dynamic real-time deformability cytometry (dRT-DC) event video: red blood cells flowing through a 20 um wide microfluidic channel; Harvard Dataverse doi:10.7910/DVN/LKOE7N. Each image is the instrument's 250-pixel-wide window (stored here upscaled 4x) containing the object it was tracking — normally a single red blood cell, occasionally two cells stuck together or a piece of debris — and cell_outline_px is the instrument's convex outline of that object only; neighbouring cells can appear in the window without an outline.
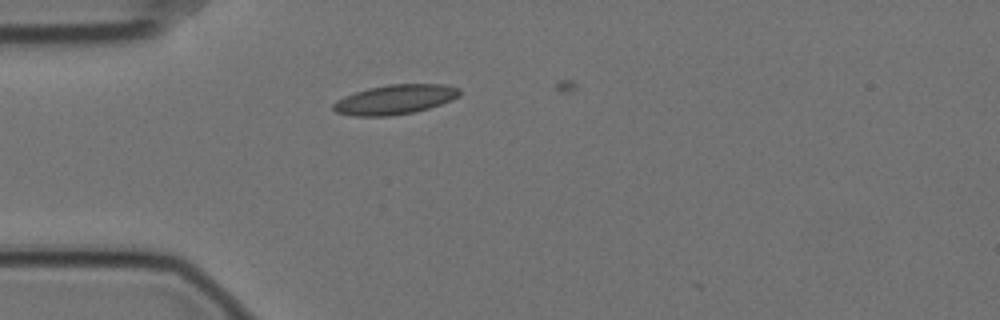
{"species": "Egyptian fruit bat (a non-hibernating species)", "species_latin": "Rousettus aegyptiacus", "temperature_condition": "cold", "stored_images_in_passage": 4, "camera_frame_rate_fps": 3000, "um_per_image_px": 0.085, "animal": {"sex": "female"}, "frame": {"image": 1, "passage_image": 3, "time_ms": 0.667, "image_size_px": [1000, 320], "cell_outline_px": [[460, 96], [452, 100], [428, 108], [412, 112], [388, 116], [352, 116], [336, 112], [332, 108], [332, 104], [336, 100], [344, 96], [368, 88], [388, 84], [444, 84], [460, 88]], "centroid_in_image_um": [33.56, 8.45], "position_along_channel_um": 51.4, "area_um2": 21.79}}